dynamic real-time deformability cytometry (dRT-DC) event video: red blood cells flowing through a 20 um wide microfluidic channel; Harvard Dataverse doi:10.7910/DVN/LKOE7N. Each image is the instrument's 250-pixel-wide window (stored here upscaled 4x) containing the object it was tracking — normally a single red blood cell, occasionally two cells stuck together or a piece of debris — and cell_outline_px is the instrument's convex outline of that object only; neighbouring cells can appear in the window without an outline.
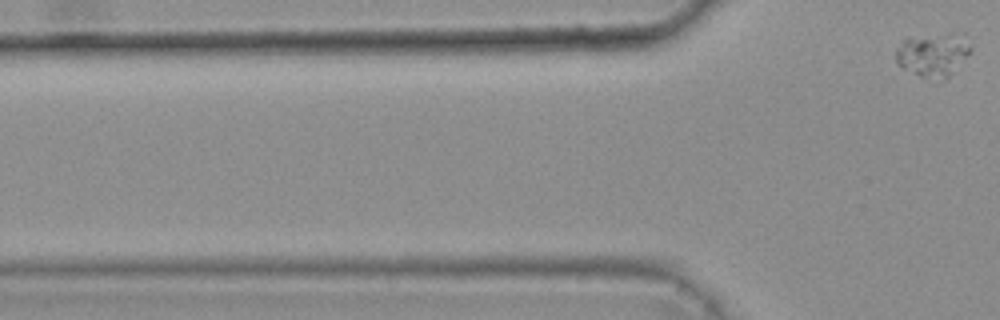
{"species": "common noctule bat (a hibernating species)", "species_latin": "Nyctalus noctula", "temperature_condition": "warm", "stored_images_in_passage": 3, "camera_frame_rate_fps": 3000, "um_per_image_px": 0.085, "animal": {"sex": "female", "body_mass_g": 25.1}, "frame": {"image": 1, "passage_image": 3, "time_ms": 0.667, "image_size_px": [1000, 320], "cell_outline_px": [[972, 48], [948, 76], [944, 80], [920, 76], [904, 68], [896, 60], [896, 48], [904, 36], [952, 32], [956, 32]], "centroid_in_image_um": [79.22, 4.58], "position_along_channel_um": 46.6, "area_um2": 18.79}}